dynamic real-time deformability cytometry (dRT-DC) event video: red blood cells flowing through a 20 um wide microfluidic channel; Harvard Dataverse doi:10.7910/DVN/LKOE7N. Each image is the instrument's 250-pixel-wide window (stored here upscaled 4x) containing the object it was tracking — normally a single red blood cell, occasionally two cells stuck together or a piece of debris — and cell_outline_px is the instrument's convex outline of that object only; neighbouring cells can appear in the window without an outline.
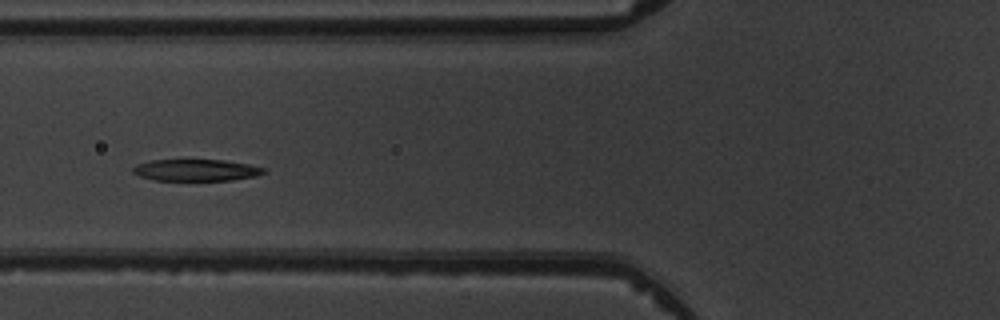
{"species": "common noctule bat (a hibernating species)", "species_latin": "Nyctalus noctula", "temperature_condition": "warm", "stored_images_in_passage": 6, "camera_frame_rate_fps": 3000, "um_per_image_px": 0.085, "animal": {"sex": "male", "body_mass_g": 19.5, "forearm_length_mm": 54.6}, "frame": {"image": 1, "passage_image": 4, "time_ms": 3.333, "image_size_px": [1000, 320], "cell_outline_px": [[268, 172], [256, 176], [232, 180], [152, 180], [140, 176], [132, 172], [132, 168], [136, 164], [152, 160], [224, 160], [248, 164], [264, 168]], "centroid_in_image_um": [16.67, 14.46], "position_along_channel_um": 109.1, "area_um2": 16.53}}
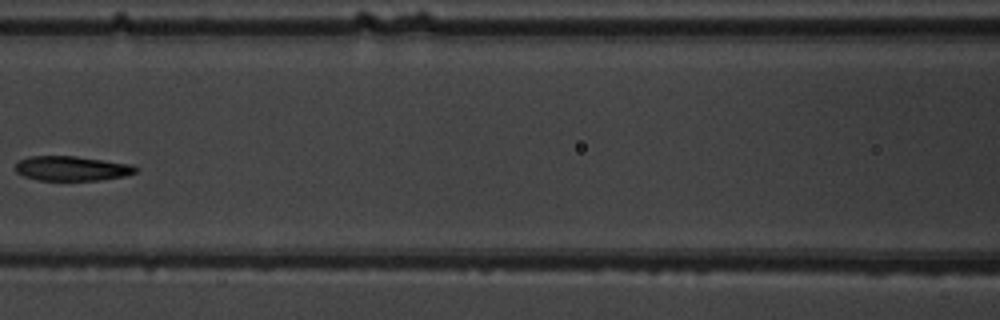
{"frame": {"image": 2, "passage_image": 5, "time_ms": 4.667, "image_size_px": [1000, 320], "cell_outline_px": [[136, 172], [124, 176], [96, 180], [40, 180], [24, 176], [16, 172], [16, 164], [20, 160], [28, 156], [76, 156], [132, 164], [136, 168]], "centroid_in_image_um": [6.09, 14.31], "position_along_channel_um": 160.5, "area_um2": 17.11}}
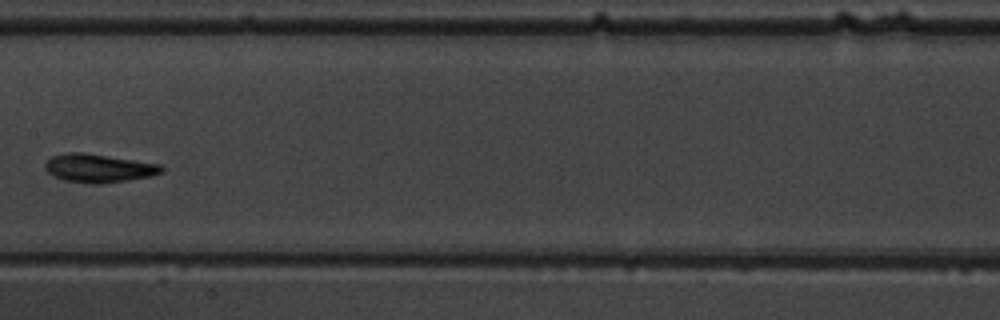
{"frame": {"image": 3, "passage_image": 6, "time_ms": 5.667, "image_size_px": [1000, 320], "cell_outline_px": [[164, 168], [160, 172], [152, 176], [128, 180], [100, 184], [92, 184], [64, 180], [48, 172], [44, 168], [44, 164], [52, 156], [68, 152], [84, 152], [160, 164]], "centroid_in_image_um": [8.38, 14.29], "position_along_channel_um": 199.0, "area_um2": 19.19}}